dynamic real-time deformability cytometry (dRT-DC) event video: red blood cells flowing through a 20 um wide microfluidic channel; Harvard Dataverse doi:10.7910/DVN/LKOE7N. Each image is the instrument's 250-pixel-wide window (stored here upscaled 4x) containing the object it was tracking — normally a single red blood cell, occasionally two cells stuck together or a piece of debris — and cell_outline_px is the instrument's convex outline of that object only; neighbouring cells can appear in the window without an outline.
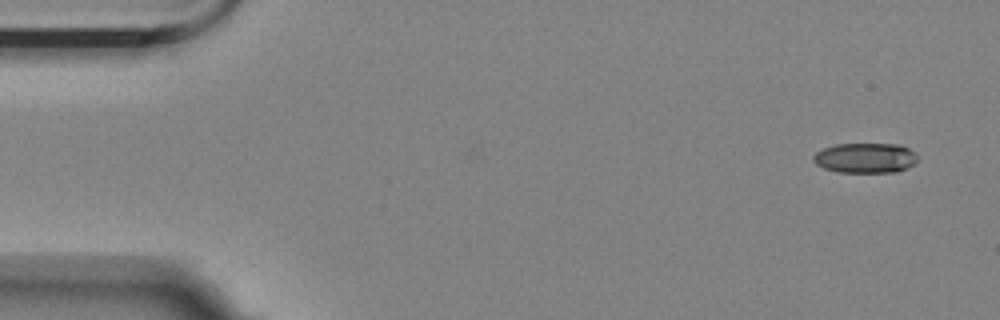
{"species": "Egyptian fruit bat (a non-hibernating species)", "species_latin": "Rousettus aegyptiacus", "temperature_condition": "room temperature", "stored_images_in_passage": 4, "camera_frame_rate_fps": 3000, "um_per_image_px": 0.085, "animal": {"sex": "female"}, "frame": {"image": 1, "passage_image": 1, "time_ms": 0.0, "image_size_px": [1000, 320], "cell_outline_px": [[916, 160], [908, 168], [896, 172], [836, 172], [824, 168], [816, 164], [812, 160], [812, 156], [816, 152], [824, 148], [836, 144], [900, 144], [908, 148], [916, 156]], "centroid_in_image_um": [73.51, 13.43], "position_along_channel_um": 11.5, "area_um2": 18.21}}
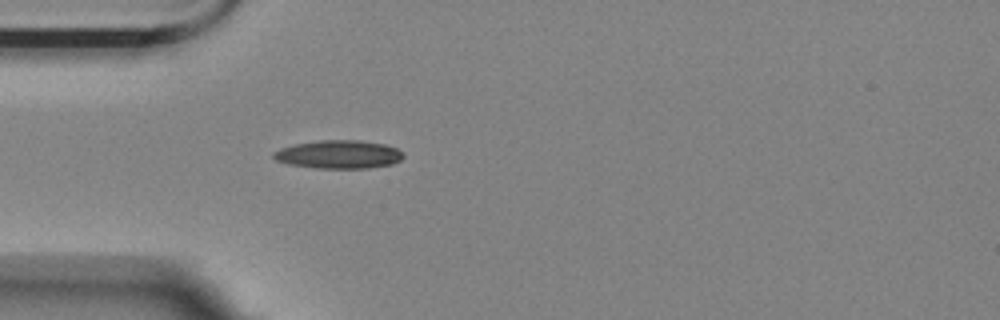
{"frame": {"image": 2, "passage_image": 4, "time_ms": 1.0, "image_size_px": [1000, 320], "cell_outline_px": [[404, 156], [400, 160], [392, 164], [368, 168], [316, 168], [288, 164], [276, 160], [272, 156], [272, 152], [280, 148], [296, 144], [320, 140], [360, 140], [384, 144], [396, 148], [404, 152]], "centroid_in_image_um": [28.79, 13.12], "position_along_channel_um": 56.2, "area_um2": 21.44}}